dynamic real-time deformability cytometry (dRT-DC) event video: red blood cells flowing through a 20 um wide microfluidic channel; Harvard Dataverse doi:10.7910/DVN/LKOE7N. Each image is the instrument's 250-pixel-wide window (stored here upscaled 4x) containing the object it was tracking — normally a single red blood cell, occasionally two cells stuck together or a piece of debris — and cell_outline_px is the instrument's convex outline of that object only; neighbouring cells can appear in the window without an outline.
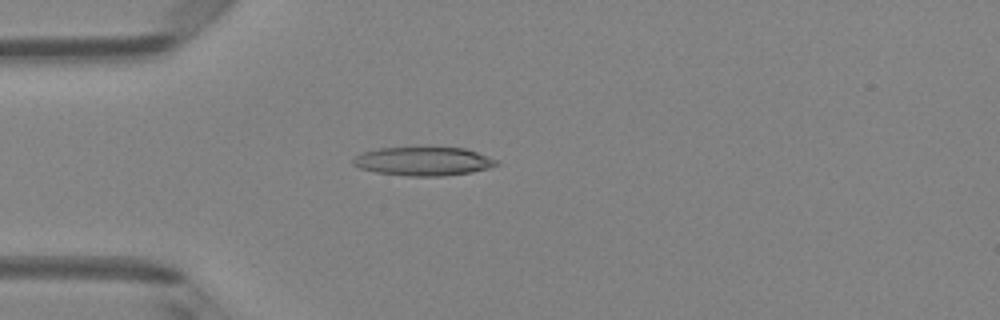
{"species": "Egyptian fruit bat (a non-hibernating species)", "species_latin": "Rousettus aegyptiacus", "temperature_condition": "room temperature", "stored_images_in_passage": 3, "camera_frame_rate_fps": 3000, "um_per_image_px": 0.085, "animal": {"sex": "female"}, "frame": {"image": 1, "passage_image": 3, "time_ms": 0.667, "image_size_px": [1000, 320], "cell_outline_px": [[500, 164], [488, 168], [472, 172], [444, 176], [408, 176], [376, 172], [360, 168], [352, 164], [352, 160], [356, 156], [364, 152], [380, 148], [424, 144], [432, 144], [464, 148], [500, 160]], "centroid_in_image_um": [36.02, 13.65], "position_along_channel_um": 49.0, "area_um2": 25.14}}